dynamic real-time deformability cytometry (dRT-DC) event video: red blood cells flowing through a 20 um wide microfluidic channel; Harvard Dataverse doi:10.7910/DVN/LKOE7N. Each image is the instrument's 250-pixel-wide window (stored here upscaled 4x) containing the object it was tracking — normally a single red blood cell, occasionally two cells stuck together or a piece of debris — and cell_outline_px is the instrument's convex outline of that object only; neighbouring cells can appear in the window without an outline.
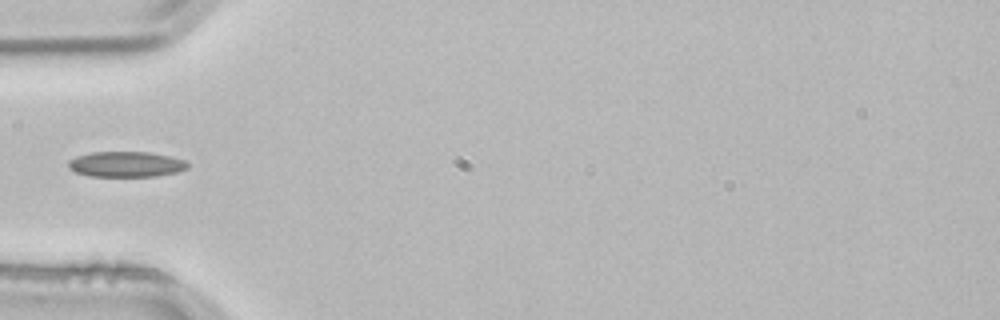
{"species": "common noctule bat (a hibernating species)", "species_latin": "Nyctalus noctula", "temperature_condition": "room temperature", "stored_images_in_passage": 3, "camera_frame_rate_fps": 3000, "um_per_image_px": 0.085, "animal": {"sex": "male", "body_mass_g": 21.5, "forearm_length_mm": 52.0}, "frame": {"image": 1, "passage_image": 3, "time_ms": 0.667, "image_size_px": [1000, 320], "cell_outline_px": [[188, 168], [176, 172], [156, 176], [88, 176], [76, 172], [68, 168], [68, 160], [76, 156], [92, 152], [148, 152], [172, 156], [184, 160], [188, 164]], "centroid_in_image_um": [10.7, 13.96], "position_along_channel_um": 74.3, "area_um2": 17.74}}